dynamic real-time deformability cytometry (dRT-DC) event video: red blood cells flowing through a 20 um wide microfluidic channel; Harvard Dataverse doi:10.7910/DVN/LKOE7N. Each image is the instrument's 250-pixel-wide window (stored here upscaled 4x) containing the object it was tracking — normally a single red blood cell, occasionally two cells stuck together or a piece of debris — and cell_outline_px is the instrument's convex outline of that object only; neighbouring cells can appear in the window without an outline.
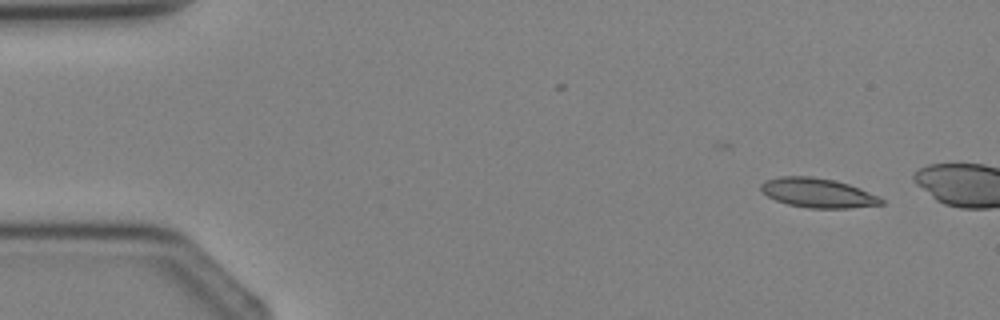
{"species": "Egyptian fruit bat (a non-hibernating species)", "species_latin": "Rousettus aegyptiacus", "temperature_condition": "cold", "stored_images_in_passage": 2, "camera_frame_rate_fps": 3000, "um_per_image_px": 0.085, "animal": {"sex": "female"}, "frame": {"image": 1, "passage_image": 2, "time_ms": 1.333, "image_size_px": [1000, 320], "cell_outline_px": [[884, 204], [848, 208], [808, 208], [788, 204], [776, 200], [768, 196], [760, 188], [760, 184], [764, 180], [780, 176], [812, 176], [836, 180], [860, 188], [884, 200]], "centroid_in_image_um": [69.49, 16.38], "position_along_channel_um": 15.5, "area_um2": 20.58}}